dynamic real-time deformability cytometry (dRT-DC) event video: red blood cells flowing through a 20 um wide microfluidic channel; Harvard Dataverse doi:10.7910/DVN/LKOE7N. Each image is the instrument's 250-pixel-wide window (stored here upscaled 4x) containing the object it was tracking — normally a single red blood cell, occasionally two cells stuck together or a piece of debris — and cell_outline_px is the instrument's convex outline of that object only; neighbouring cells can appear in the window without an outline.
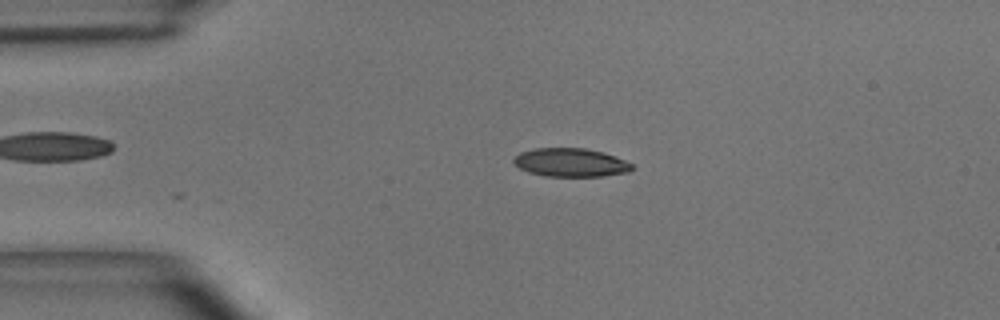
{"species": "common noctule bat (a hibernating species)", "species_latin": "Nyctalus noctula", "temperature_condition": "room temperature", "stored_images_in_passage": 15, "camera_frame_rate_fps": 3000, "um_per_image_px": 0.085, "animal": {"sex": "male", "body_mass_g": 15.6}, "frame": {"image": 1, "passage_image": 10, "time_ms": 3.0, "image_size_px": [1000, 320], "cell_outline_px": [[632, 168], [628, 172], [604, 176], [544, 176], [528, 172], [512, 164], [512, 160], [520, 152], [532, 148], [584, 148], [604, 152], [624, 160], [632, 164]], "centroid_in_image_um": [48.46, 13.81], "position_along_channel_um": 36.5, "area_um2": 19.71}}
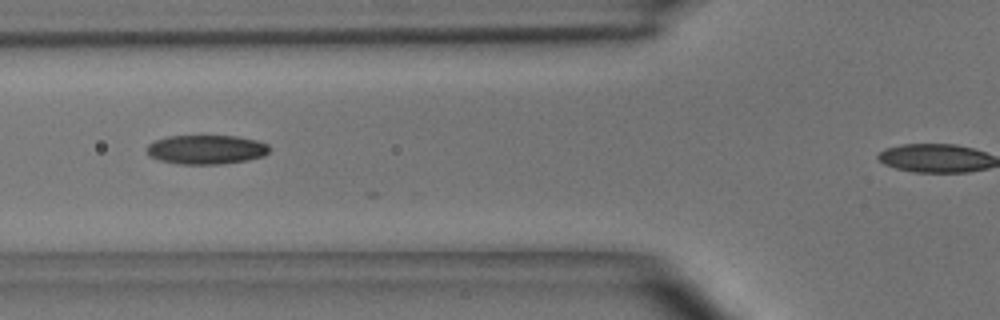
{"frame": {"image": 2, "passage_image": 12, "time_ms": 3.667, "image_size_px": [1000, 320], "cell_outline_px": [[272, 148], [264, 156], [248, 160], [220, 164], [176, 164], [160, 160], [148, 156], [144, 148], [148, 144], [156, 140], [168, 136], [236, 136], [256, 140], [268, 144]], "centroid_in_image_um": [17.52, 12.71], "position_along_channel_um": 108.3, "area_um2": 21.1}}